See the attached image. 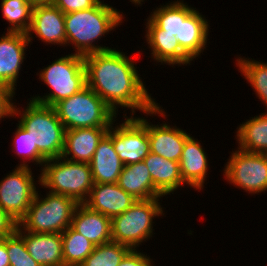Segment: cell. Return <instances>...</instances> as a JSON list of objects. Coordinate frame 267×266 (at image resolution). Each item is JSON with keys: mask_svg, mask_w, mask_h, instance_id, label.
Wrapping results in <instances>:
<instances>
[{"mask_svg": "<svg viewBox=\"0 0 267 266\" xmlns=\"http://www.w3.org/2000/svg\"><path fill=\"white\" fill-rule=\"evenodd\" d=\"M28 100L27 106L22 111L14 104L13 117L18 115L20 118L18 123L28 132L33 144L46 160L61 157L66 130L55 109Z\"/></svg>", "mask_w": 267, "mask_h": 266, "instance_id": "3957f363", "label": "cell"}, {"mask_svg": "<svg viewBox=\"0 0 267 266\" xmlns=\"http://www.w3.org/2000/svg\"><path fill=\"white\" fill-rule=\"evenodd\" d=\"M108 129L89 127L66 130L61 157L70 161L90 163L99 142L107 134Z\"/></svg>", "mask_w": 267, "mask_h": 266, "instance_id": "e0dca14e", "label": "cell"}, {"mask_svg": "<svg viewBox=\"0 0 267 266\" xmlns=\"http://www.w3.org/2000/svg\"><path fill=\"white\" fill-rule=\"evenodd\" d=\"M1 11L9 22L7 32L27 33L31 25L33 6L27 0H1Z\"/></svg>", "mask_w": 267, "mask_h": 266, "instance_id": "f1b7e54d", "label": "cell"}, {"mask_svg": "<svg viewBox=\"0 0 267 266\" xmlns=\"http://www.w3.org/2000/svg\"><path fill=\"white\" fill-rule=\"evenodd\" d=\"M31 169L15 166L0 180V207L17 223L25 217L37 193V183Z\"/></svg>", "mask_w": 267, "mask_h": 266, "instance_id": "30bf717a", "label": "cell"}, {"mask_svg": "<svg viewBox=\"0 0 267 266\" xmlns=\"http://www.w3.org/2000/svg\"><path fill=\"white\" fill-rule=\"evenodd\" d=\"M235 61L239 72L253 87L252 89L260 101L267 106V62L264 63L245 57H238Z\"/></svg>", "mask_w": 267, "mask_h": 266, "instance_id": "83f0119b", "label": "cell"}, {"mask_svg": "<svg viewBox=\"0 0 267 266\" xmlns=\"http://www.w3.org/2000/svg\"><path fill=\"white\" fill-rule=\"evenodd\" d=\"M123 117V123L114 124L117 119L112 123V143L123 165H130L143 161L150 153L148 119L143 116L127 117L126 114Z\"/></svg>", "mask_w": 267, "mask_h": 266, "instance_id": "8fae6325", "label": "cell"}, {"mask_svg": "<svg viewBox=\"0 0 267 266\" xmlns=\"http://www.w3.org/2000/svg\"><path fill=\"white\" fill-rule=\"evenodd\" d=\"M10 266H40L26 249L24 239L15 231L6 237Z\"/></svg>", "mask_w": 267, "mask_h": 266, "instance_id": "1f68e13d", "label": "cell"}, {"mask_svg": "<svg viewBox=\"0 0 267 266\" xmlns=\"http://www.w3.org/2000/svg\"><path fill=\"white\" fill-rule=\"evenodd\" d=\"M136 201L137 199L117 183H95L83 204L93 211L113 218L124 213Z\"/></svg>", "mask_w": 267, "mask_h": 266, "instance_id": "9a60e30c", "label": "cell"}, {"mask_svg": "<svg viewBox=\"0 0 267 266\" xmlns=\"http://www.w3.org/2000/svg\"><path fill=\"white\" fill-rule=\"evenodd\" d=\"M41 82L50 86V93L44 96L33 95L30 100L47 106H54L59 101L78 93L86 86V69L84 66V56L71 53L62 56L50 65L40 70Z\"/></svg>", "mask_w": 267, "mask_h": 266, "instance_id": "8992f818", "label": "cell"}, {"mask_svg": "<svg viewBox=\"0 0 267 266\" xmlns=\"http://www.w3.org/2000/svg\"><path fill=\"white\" fill-rule=\"evenodd\" d=\"M55 109L65 130L74 128H110L118 117L87 85L78 93L56 103Z\"/></svg>", "mask_w": 267, "mask_h": 266, "instance_id": "5b68a950", "label": "cell"}, {"mask_svg": "<svg viewBox=\"0 0 267 266\" xmlns=\"http://www.w3.org/2000/svg\"><path fill=\"white\" fill-rule=\"evenodd\" d=\"M37 191L25 217L18 223L34 233H63L72 223L78 203L70 197L47 191L41 197Z\"/></svg>", "mask_w": 267, "mask_h": 266, "instance_id": "52a82bcc", "label": "cell"}, {"mask_svg": "<svg viewBox=\"0 0 267 266\" xmlns=\"http://www.w3.org/2000/svg\"><path fill=\"white\" fill-rule=\"evenodd\" d=\"M209 21L204 15L195 9L186 19H180V40L181 49L194 61L206 50Z\"/></svg>", "mask_w": 267, "mask_h": 266, "instance_id": "7402d4cb", "label": "cell"}, {"mask_svg": "<svg viewBox=\"0 0 267 266\" xmlns=\"http://www.w3.org/2000/svg\"><path fill=\"white\" fill-rule=\"evenodd\" d=\"M0 37V84L11 88L17 87L19 71L26 59L29 40L25 33L7 32ZM16 86V87H15Z\"/></svg>", "mask_w": 267, "mask_h": 266, "instance_id": "7c38bea8", "label": "cell"}, {"mask_svg": "<svg viewBox=\"0 0 267 266\" xmlns=\"http://www.w3.org/2000/svg\"><path fill=\"white\" fill-rule=\"evenodd\" d=\"M16 232L24 239L27 251L40 266H64L61 233L28 232L19 224Z\"/></svg>", "mask_w": 267, "mask_h": 266, "instance_id": "2e32d148", "label": "cell"}, {"mask_svg": "<svg viewBox=\"0 0 267 266\" xmlns=\"http://www.w3.org/2000/svg\"><path fill=\"white\" fill-rule=\"evenodd\" d=\"M143 162L150 172L154 186L163 196L174 194L180 187H185L179 162L167 160L152 152L143 159Z\"/></svg>", "mask_w": 267, "mask_h": 266, "instance_id": "603a6c76", "label": "cell"}, {"mask_svg": "<svg viewBox=\"0 0 267 266\" xmlns=\"http://www.w3.org/2000/svg\"><path fill=\"white\" fill-rule=\"evenodd\" d=\"M123 16V12L104 0L92 8L65 14L66 47L72 44L74 53L81 56L112 50V47L97 45L96 42L118 28Z\"/></svg>", "mask_w": 267, "mask_h": 266, "instance_id": "7a4b0ae2", "label": "cell"}, {"mask_svg": "<svg viewBox=\"0 0 267 266\" xmlns=\"http://www.w3.org/2000/svg\"><path fill=\"white\" fill-rule=\"evenodd\" d=\"M62 235L64 266H80L93 252V245L87 238L69 226Z\"/></svg>", "mask_w": 267, "mask_h": 266, "instance_id": "4316f807", "label": "cell"}, {"mask_svg": "<svg viewBox=\"0 0 267 266\" xmlns=\"http://www.w3.org/2000/svg\"><path fill=\"white\" fill-rule=\"evenodd\" d=\"M184 0H175L154 9L150 18L162 29L180 40V19H186L196 8L188 6Z\"/></svg>", "mask_w": 267, "mask_h": 266, "instance_id": "484cf974", "label": "cell"}, {"mask_svg": "<svg viewBox=\"0 0 267 266\" xmlns=\"http://www.w3.org/2000/svg\"><path fill=\"white\" fill-rule=\"evenodd\" d=\"M153 259L137 249H131L120 262L119 266H154Z\"/></svg>", "mask_w": 267, "mask_h": 266, "instance_id": "e575fe53", "label": "cell"}, {"mask_svg": "<svg viewBox=\"0 0 267 266\" xmlns=\"http://www.w3.org/2000/svg\"><path fill=\"white\" fill-rule=\"evenodd\" d=\"M135 61L116 48L84 56L86 85L90 87L117 115L118 107L135 110L145 116H169L148 93ZM162 107V108H161ZM166 114V115H165Z\"/></svg>", "mask_w": 267, "mask_h": 266, "instance_id": "6da1fadb", "label": "cell"}, {"mask_svg": "<svg viewBox=\"0 0 267 266\" xmlns=\"http://www.w3.org/2000/svg\"><path fill=\"white\" fill-rule=\"evenodd\" d=\"M33 7L37 5H51L53 0H27Z\"/></svg>", "mask_w": 267, "mask_h": 266, "instance_id": "74e56055", "label": "cell"}, {"mask_svg": "<svg viewBox=\"0 0 267 266\" xmlns=\"http://www.w3.org/2000/svg\"><path fill=\"white\" fill-rule=\"evenodd\" d=\"M18 223L0 207V239L12 235Z\"/></svg>", "mask_w": 267, "mask_h": 266, "instance_id": "d590c367", "label": "cell"}, {"mask_svg": "<svg viewBox=\"0 0 267 266\" xmlns=\"http://www.w3.org/2000/svg\"><path fill=\"white\" fill-rule=\"evenodd\" d=\"M237 129V148L250 153L267 154V112L242 122Z\"/></svg>", "mask_w": 267, "mask_h": 266, "instance_id": "d4e9b609", "label": "cell"}, {"mask_svg": "<svg viewBox=\"0 0 267 266\" xmlns=\"http://www.w3.org/2000/svg\"><path fill=\"white\" fill-rule=\"evenodd\" d=\"M130 250L129 246L113 241L100 244L94 247L93 252L80 266H119Z\"/></svg>", "mask_w": 267, "mask_h": 266, "instance_id": "f546056e", "label": "cell"}, {"mask_svg": "<svg viewBox=\"0 0 267 266\" xmlns=\"http://www.w3.org/2000/svg\"><path fill=\"white\" fill-rule=\"evenodd\" d=\"M169 123L153 125L147 121L150 152L160 155L167 160L180 161L185 141L191 136L185 130Z\"/></svg>", "mask_w": 267, "mask_h": 266, "instance_id": "ac0fdd59", "label": "cell"}, {"mask_svg": "<svg viewBox=\"0 0 267 266\" xmlns=\"http://www.w3.org/2000/svg\"><path fill=\"white\" fill-rule=\"evenodd\" d=\"M146 22L147 29L144 37L154 62L172 65L171 67L191 64L193 60L181 49L176 36L162 33V29L150 17Z\"/></svg>", "mask_w": 267, "mask_h": 266, "instance_id": "5bb4252c", "label": "cell"}, {"mask_svg": "<svg viewBox=\"0 0 267 266\" xmlns=\"http://www.w3.org/2000/svg\"><path fill=\"white\" fill-rule=\"evenodd\" d=\"M0 266H10L9 256L6 248V237L0 239Z\"/></svg>", "mask_w": 267, "mask_h": 266, "instance_id": "8d00e7d4", "label": "cell"}, {"mask_svg": "<svg viewBox=\"0 0 267 266\" xmlns=\"http://www.w3.org/2000/svg\"><path fill=\"white\" fill-rule=\"evenodd\" d=\"M12 141L13 149H15L16 156L18 155L22 159V162L17 167H29V161L36 165H41L47 161L37 149V146L33 144V141L26 130L18 123L17 129L14 131ZM26 159V161H25Z\"/></svg>", "mask_w": 267, "mask_h": 266, "instance_id": "4dcf8cb0", "label": "cell"}, {"mask_svg": "<svg viewBox=\"0 0 267 266\" xmlns=\"http://www.w3.org/2000/svg\"><path fill=\"white\" fill-rule=\"evenodd\" d=\"M208 156L198 142L190 136L184 144L179 165L183 182L195 190H202L207 177Z\"/></svg>", "mask_w": 267, "mask_h": 266, "instance_id": "d6986e66", "label": "cell"}, {"mask_svg": "<svg viewBox=\"0 0 267 266\" xmlns=\"http://www.w3.org/2000/svg\"><path fill=\"white\" fill-rule=\"evenodd\" d=\"M15 93L11 88L0 84V120L3 118L13 117V108Z\"/></svg>", "mask_w": 267, "mask_h": 266, "instance_id": "836d02e7", "label": "cell"}, {"mask_svg": "<svg viewBox=\"0 0 267 266\" xmlns=\"http://www.w3.org/2000/svg\"><path fill=\"white\" fill-rule=\"evenodd\" d=\"M152 198L137 200L124 213L111 218L112 241L138 249L153 236V219L164 215L159 200Z\"/></svg>", "mask_w": 267, "mask_h": 266, "instance_id": "ba28073f", "label": "cell"}, {"mask_svg": "<svg viewBox=\"0 0 267 266\" xmlns=\"http://www.w3.org/2000/svg\"><path fill=\"white\" fill-rule=\"evenodd\" d=\"M71 227L98 246L112 241L111 218L78 204L72 217Z\"/></svg>", "mask_w": 267, "mask_h": 266, "instance_id": "44dd1931", "label": "cell"}, {"mask_svg": "<svg viewBox=\"0 0 267 266\" xmlns=\"http://www.w3.org/2000/svg\"><path fill=\"white\" fill-rule=\"evenodd\" d=\"M117 184L137 200L161 198L143 161L123 165Z\"/></svg>", "mask_w": 267, "mask_h": 266, "instance_id": "cb8c5ba5", "label": "cell"}, {"mask_svg": "<svg viewBox=\"0 0 267 266\" xmlns=\"http://www.w3.org/2000/svg\"><path fill=\"white\" fill-rule=\"evenodd\" d=\"M93 182L117 183L123 169L118 153L112 143V124L99 142L90 162Z\"/></svg>", "mask_w": 267, "mask_h": 266, "instance_id": "ffe728a7", "label": "cell"}, {"mask_svg": "<svg viewBox=\"0 0 267 266\" xmlns=\"http://www.w3.org/2000/svg\"><path fill=\"white\" fill-rule=\"evenodd\" d=\"M232 152L223 170L227 182L248 194L267 191V154L239 148Z\"/></svg>", "mask_w": 267, "mask_h": 266, "instance_id": "9c48e42d", "label": "cell"}, {"mask_svg": "<svg viewBox=\"0 0 267 266\" xmlns=\"http://www.w3.org/2000/svg\"><path fill=\"white\" fill-rule=\"evenodd\" d=\"M100 0H53L55 5L64 14L85 10L94 7Z\"/></svg>", "mask_w": 267, "mask_h": 266, "instance_id": "d6a6232c", "label": "cell"}, {"mask_svg": "<svg viewBox=\"0 0 267 266\" xmlns=\"http://www.w3.org/2000/svg\"><path fill=\"white\" fill-rule=\"evenodd\" d=\"M36 182L49 192L73 198L83 204L94 185L90 163L58 157L47 160L40 168Z\"/></svg>", "mask_w": 267, "mask_h": 266, "instance_id": "277c9868", "label": "cell"}, {"mask_svg": "<svg viewBox=\"0 0 267 266\" xmlns=\"http://www.w3.org/2000/svg\"><path fill=\"white\" fill-rule=\"evenodd\" d=\"M130 2H132V4H135V5H139L141 6L142 5V2L144 3V0H130Z\"/></svg>", "mask_w": 267, "mask_h": 266, "instance_id": "f35d334b", "label": "cell"}, {"mask_svg": "<svg viewBox=\"0 0 267 266\" xmlns=\"http://www.w3.org/2000/svg\"><path fill=\"white\" fill-rule=\"evenodd\" d=\"M44 43L66 46L65 14L55 5H37L33 7L31 25L26 35L29 42L34 37Z\"/></svg>", "mask_w": 267, "mask_h": 266, "instance_id": "4fadbf2b", "label": "cell"}]
</instances>
